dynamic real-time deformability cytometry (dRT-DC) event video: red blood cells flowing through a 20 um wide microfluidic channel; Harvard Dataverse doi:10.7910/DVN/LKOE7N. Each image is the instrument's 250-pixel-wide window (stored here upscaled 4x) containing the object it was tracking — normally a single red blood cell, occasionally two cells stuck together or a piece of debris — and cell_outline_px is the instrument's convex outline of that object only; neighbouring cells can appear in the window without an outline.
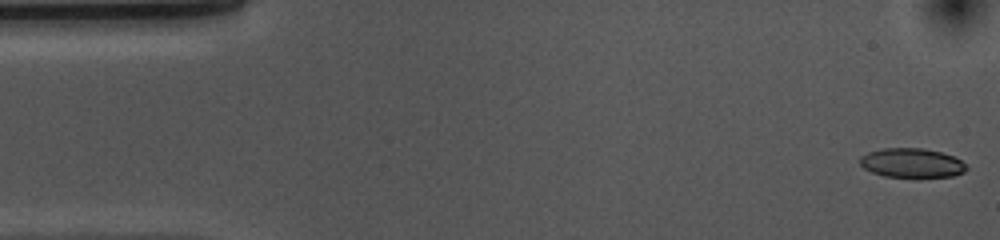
{"species": "common noctule bat (a hibernating species)", "species_latin": "Nyctalus noctula", "temperature_condition": "cold", "stored_images_in_passage": 53, "camera_frame_rate_fps": 3000, "um_per_image_px": 0.085, "animal": {"sex": "female", "body_mass_g": 10.0, "forearm_length_mm": 53.1}, "frame": {"image": 1, "passage_image": 1, "time_ms": 0.0, "image_size_px": [1000, 240], "cell_outline_px": [[968, 168], [964, 172], [952, 176], [916, 180], [884, 176], [872, 172], [864, 168], [860, 164], [860, 156], [868, 152], [884, 148], [924, 148], [940, 152], [952, 156], [960, 160]], "centroid_in_image_um": [77.5, 13.9], "position_along_channel_um": 7.5, "area_um2": 18.84}}
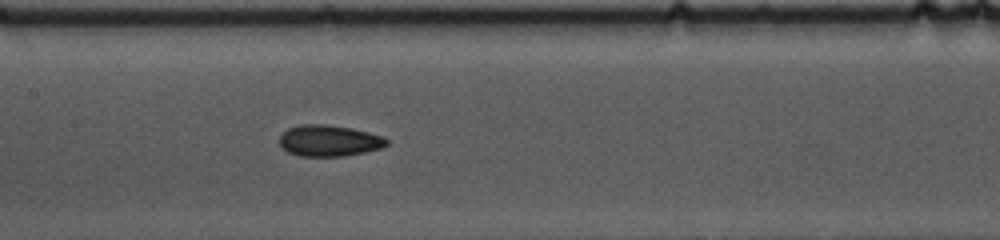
{"frame": {"image": 2, "passage_image": 24, "time_ms": 7.667, "image_size_px": [1000, 240], "cell_outline_px": [[388, 144], [384, 148], [344, 156], [300, 156], [288, 152], [280, 148], [280, 136], [288, 128], [300, 124], [328, 124], [352, 128], [384, 136], [388, 140]], "centroid_in_image_um": [27.98, 11.95], "position_along_channel_um": 179.4, "area_um2": 19.77}}
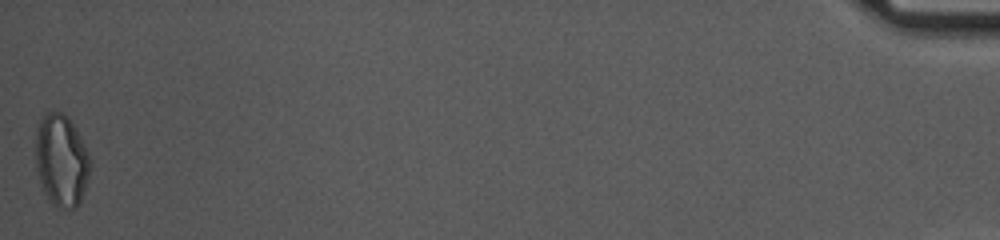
{"frame": {"image": 3, "passage_image": 53, "time_ms": 17.333, "image_size_px": [1000, 240], "cell_outline_px": [[88, 176], [80, 204], [76, 208], [56, 208], [48, 200], [44, 192], [36, 168], [36, 128], [40, 120], [48, 112], [60, 112], [68, 116], [84, 144], [88, 152]], "centroid_in_image_um": [5.19, 13.66], "position_along_channel_um": 430.0, "area_um2": 28.96}, "authors_computed_cell_mechanics": {"area_um2": 19.5942, "velocity_mm_per_s": 3.6745, "shape_relaxation_time_tau1_ms": 4.5962, "shape_relaxation_time_tau2_ms": 4.0631, "deformation_change_tau1": 0.1116, "deformation_change_tau2": 0.0922}}